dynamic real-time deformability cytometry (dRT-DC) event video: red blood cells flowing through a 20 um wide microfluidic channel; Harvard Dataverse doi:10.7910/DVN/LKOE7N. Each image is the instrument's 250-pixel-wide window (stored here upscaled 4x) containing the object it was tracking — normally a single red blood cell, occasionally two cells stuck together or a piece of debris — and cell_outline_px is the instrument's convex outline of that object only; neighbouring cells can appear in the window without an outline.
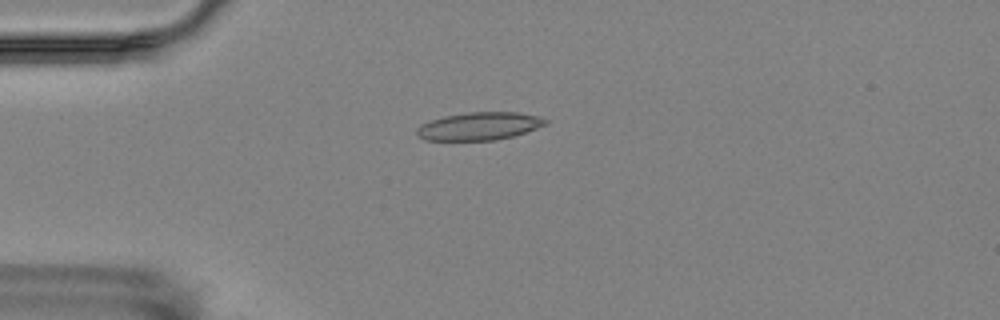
{"species": "Egyptian fruit bat (a non-hibernating species)", "species_latin": "Rousettus aegyptiacus", "temperature_condition": "room temperature", "stored_images_in_passage": 7, "camera_frame_rate_fps": 3000, "um_per_image_px": 0.085, "animal": {"sex": "female"}, "frame": {"image": 1, "passage_image": 5, "time_ms": 4.667, "image_size_px": [1000, 320], "cell_outline_px": [[548, 124], [512, 136], [496, 140], [424, 140], [416, 136], [416, 128], [420, 124], [444, 116], [468, 112], [520, 112], [540, 116], [548, 120]], "centroid_in_image_um": [40.72, 10.72], "position_along_channel_um": 44.3, "area_um2": 20.98}}